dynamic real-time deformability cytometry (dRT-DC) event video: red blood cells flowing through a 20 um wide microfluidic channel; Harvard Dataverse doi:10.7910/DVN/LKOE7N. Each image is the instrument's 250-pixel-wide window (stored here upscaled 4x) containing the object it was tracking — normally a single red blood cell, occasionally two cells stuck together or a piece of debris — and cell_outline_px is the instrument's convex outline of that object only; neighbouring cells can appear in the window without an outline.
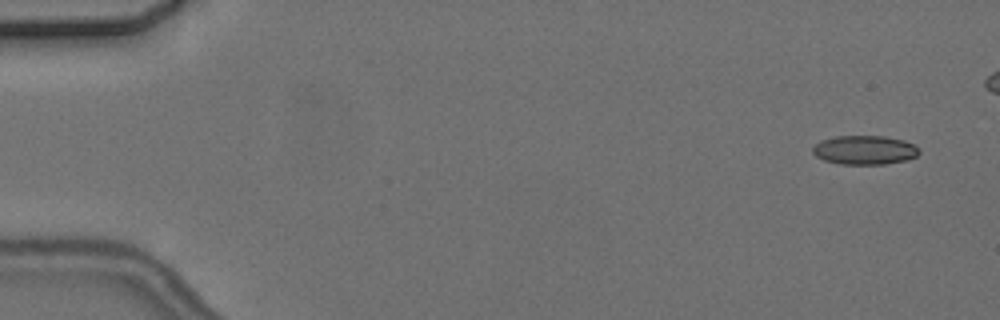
{"species": "common noctule bat (a hibernating species)", "species_latin": "Nyctalus noctula", "temperature_condition": "cold", "stored_images_in_passage": 6, "camera_frame_rate_fps": 3000, "um_per_image_px": 0.085, "animal": {"sex": "female", "body_mass_g": 24.6, "forearm_length_mm": 56.2}, "frame": {"image": 1, "passage_image": 1, "time_ms": 0.0, "image_size_px": [1000, 320], "cell_outline_px": [[920, 152], [916, 156], [908, 160], [884, 164], [840, 164], [824, 160], [816, 156], [812, 152], [812, 148], [820, 140], [836, 136], [884, 136], [904, 140], [912, 144]], "centroid_in_image_um": [73.47, 12.75], "position_along_channel_um": 11.5, "area_um2": 17.98}}
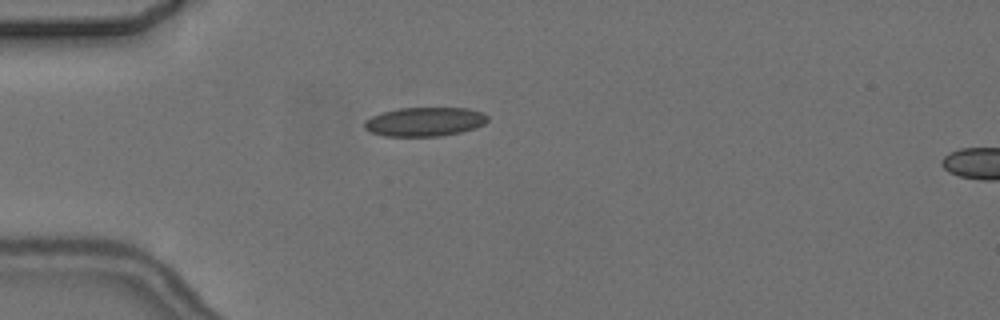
{"frame": {"image": 2, "passage_image": 6, "time_ms": 7.0, "image_size_px": [1000, 320], "cell_outline_px": [[488, 120], [484, 124], [476, 128], [460, 132], [440, 136], [384, 136], [372, 132], [364, 128], [364, 120], [380, 112], [400, 108], [468, 108], [484, 112], [488, 116]], "centroid_in_image_um": [36.11, 10.34], "position_along_channel_um": 48.9, "area_um2": 20.98}}